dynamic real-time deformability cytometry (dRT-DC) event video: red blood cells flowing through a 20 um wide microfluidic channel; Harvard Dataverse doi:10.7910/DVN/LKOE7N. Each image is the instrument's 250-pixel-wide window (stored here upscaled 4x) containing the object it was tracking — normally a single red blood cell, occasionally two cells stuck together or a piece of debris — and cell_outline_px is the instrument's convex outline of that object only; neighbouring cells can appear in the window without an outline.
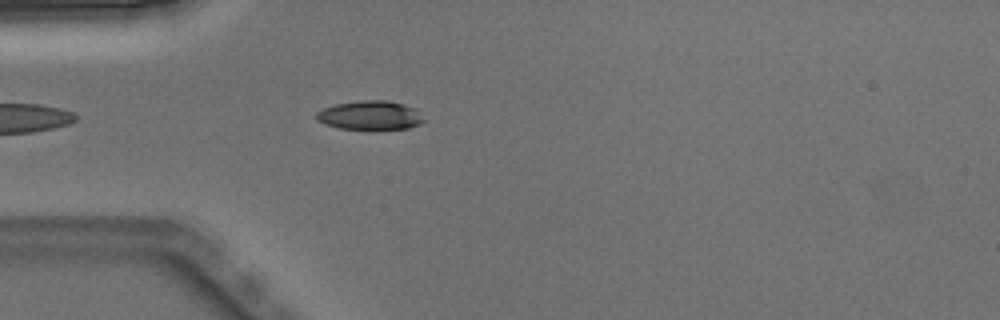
{"species": "Egyptian fruit bat (a non-hibernating species)", "species_latin": "Rousettus aegyptiacus", "temperature_condition": "warm", "stored_images_in_passage": 4, "camera_frame_rate_fps": 3000, "um_per_image_px": 0.085, "animal": {"sex": "male"}, "frame": {"image": 1, "passage_image": 4, "time_ms": 1.0, "image_size_px": [1000, 320], "cell_outline_px": [[424, 120], [420, 124], [408, 128], [340, 128], [324, 124], [316, 120], [316, 112], [324, 108], [336, 104], [360, 100], [388, 100], [404, 104], [416, 108]], "centroid_in_image_um": [31.45, 9.78], "position_along_channel_um": 53.5, "area_um2": 17.92}}